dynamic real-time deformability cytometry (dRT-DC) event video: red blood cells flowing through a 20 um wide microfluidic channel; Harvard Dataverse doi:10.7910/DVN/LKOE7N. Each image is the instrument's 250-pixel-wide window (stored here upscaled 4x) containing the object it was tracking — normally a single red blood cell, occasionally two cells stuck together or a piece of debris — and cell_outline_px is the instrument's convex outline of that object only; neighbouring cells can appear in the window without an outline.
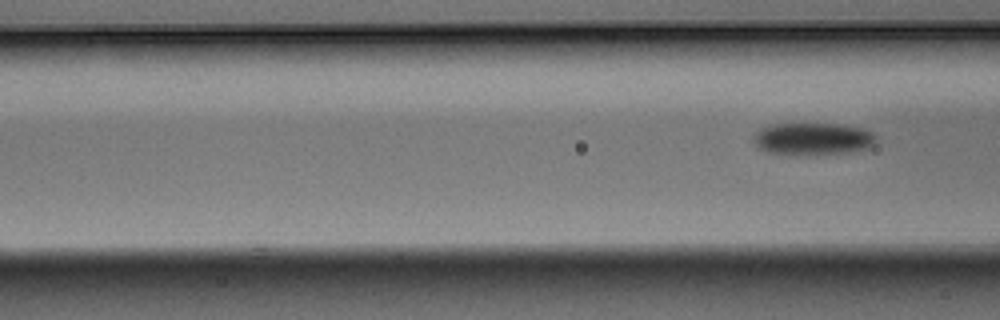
{"species": "Egyptian fruit bat (a non-hibernating species)", "species_latin": "Rousettus aegyptiacus", "temperature_condition": "warm", "stored_images_in_passage": 4, "segment_of_instrument_passage": [2, 2], "camera_frame_rate_fps": 3000, "um_per_image_px": 0.085, "animal": {"sex": "male"}, "frame": {"image": 1, "passage_image": 4, "time_ms": 1.0, "image_size_px": [1000, 320], "cell_outline_px": [[876, 140], [872, 148], [848, 152], [768, 152], [760, 148], [752, 140], [752, 136], [760, 128], [768, 124], [840, 124], [864, 128], [872, 132], [876, 136]], "centroid_in_image_um": [69.13, 11.75], "position_along_channel_um": 97.5, "area_um2": 22.37}}